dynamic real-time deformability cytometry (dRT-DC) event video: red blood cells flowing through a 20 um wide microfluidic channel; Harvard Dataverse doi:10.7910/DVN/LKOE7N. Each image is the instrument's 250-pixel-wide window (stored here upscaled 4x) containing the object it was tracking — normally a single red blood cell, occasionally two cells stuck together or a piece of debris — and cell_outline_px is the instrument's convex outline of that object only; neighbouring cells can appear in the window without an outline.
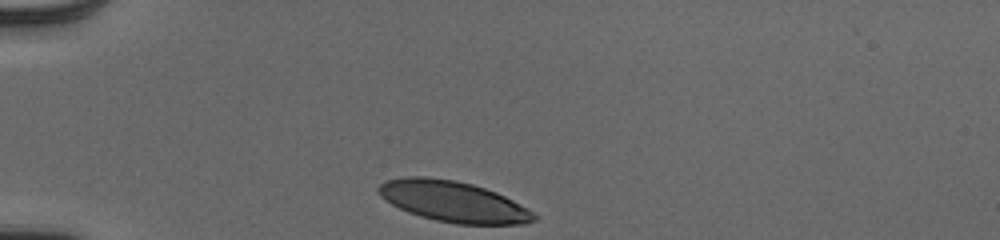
{"species": "human", "species_latin": "Homo sapiens", "temperature_condition": "cold", "stored_images_in_passage": 31, "camera_frame_rate_fps": 3000, "um_per_image_px": 0.085, "donor": {"sex": "male"}, "frame": {"image": 1, "passage_image": 1, "time_ms": 0.0, "image_size_px": [1000, 240], "cell_outline_px": [[536, 220], [524, 224], [456, 224], [436, 220], [420, 216], [408, 212], [392, 204], [380, 196], [376, 188], [384, 180], [408, 176], [424, 176], [456, 180], [472, 184], [496, 192], [528, 208], [536, 216]], "centroid_in_image_um": [38.5, 17.12], "position_along_channel_um": 46.5, "area_um2": 36.93}}
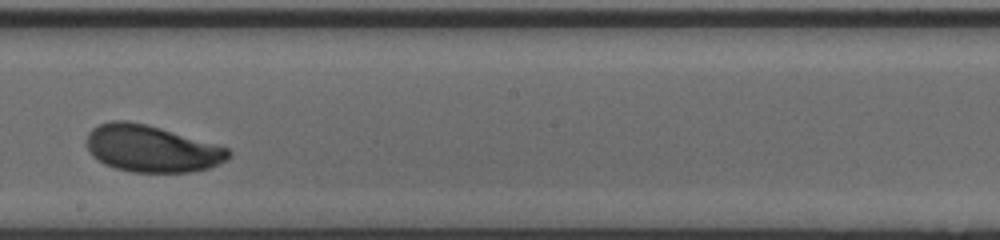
{"frame": {"image": 2, "passage_image": 18, "time_ms": 5.667, "image_size_px": [1000, 240], "cell_outline_px": [[232, 156], [228, 160], [208, 168], [192, 172], [132, 172], [116, 168], [104, 164], [92, 156], [88, 148], [88, 132], [92, 128], [100, 124], [112, 120], [128, 120], [160, 128], [216, 144], [228, 148], [232, 152]], "centroid_in_image_um": [12.9, 12.64], "position_along_channel_um": 235.3, "area_um2": 38.61}}
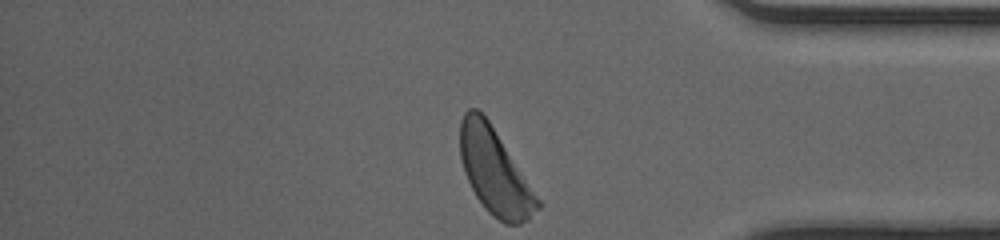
{"frame": {"image": 3, "passage_image": 31, "time_ms": 10.0, "image_size_px": [1000, 240], "cell_outline_px": [[540, 208], [528, 220], [520, 224], [504, 224], [492, 216], [484, 208], [476, 196], [464, 172], [460, 156], [460, 120], [464, 112], [468, 108], [476, 108], [488, 120], [540, 200]], "centroid_in_image_um": [42.03, 14.61], "position_along_channel_um": 393.2, "area_um2": 38.21}, "authors_computed_cell_mechanics": {"area_um2": 38.437, "velocity_mm_per_s": 3.9788, "shape_relaxation_time_tau1_ms": 2.0073, "shape_relaxation_time_tau2_ms": null, "deformation_change_tau1": 0.1342, "deformation_change_tau2": null}}